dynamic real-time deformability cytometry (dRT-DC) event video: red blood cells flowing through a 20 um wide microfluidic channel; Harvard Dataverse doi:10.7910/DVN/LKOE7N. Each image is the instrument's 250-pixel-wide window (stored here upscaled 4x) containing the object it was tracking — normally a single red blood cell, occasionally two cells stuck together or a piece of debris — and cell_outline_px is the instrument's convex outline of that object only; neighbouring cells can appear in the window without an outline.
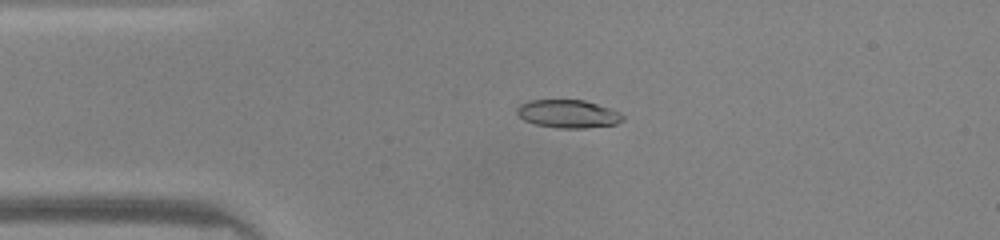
{"species": "common noctule bat (a hibernating species)", "species_latin": "Nyctalus noctula", "temperature_condition": "warm", "stored_images_in_passage": 41, "camera_frame_rate_fps": 3000, "um_per_image_px": 0.085, "animal": {"sex": "male", "body_mass_g": 20.0, "forearm_length_mm": 53.3}, "frame": {"image": 1, "passage_image": 4, "time_ms": 1.0, "image_size_px": [1000, 240], "cell_outline_px": [[624, 120], [616, 124], [584, 128], [556, 128], [536, 124], [524, 120], [516, 112], [516, 108], [520, 104], [528, 100], [584, 100], [608, 108], [624, 116]], "centroid_in_image_um": [48.25, 9.68], "position_along_channel_um": 36.8, "area_um2": 17.17}}
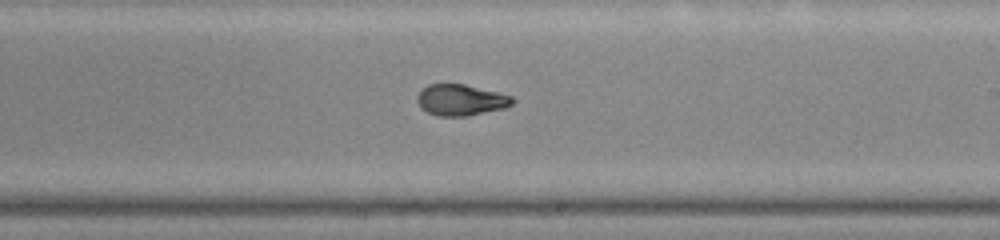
{"frame": {"image": 2, "passage_image": 21, "time_ms": 6.667, "image_size_px": [1000, 240], "cell_outline_px": [[516, 100], [512, 104], [504, 108], [468, 116], [436, 116], [420, 108], [416, 100], [416, 96], [428, 84], [464, 84], [512, 96]], "centroid_in_image_um": [39.15, 8.51], "position_along_channel_um": 249.8, "area_um2": 17.28}}
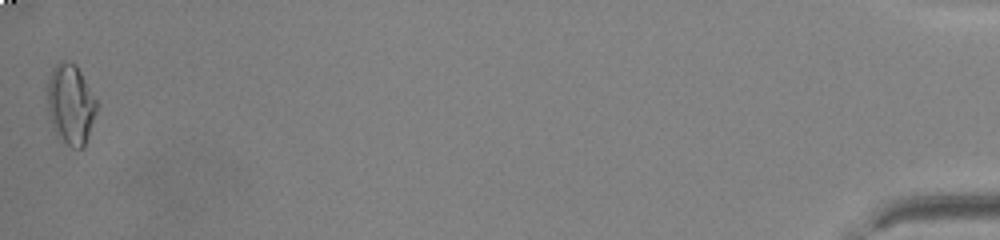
{"frame": {"image": 3, "passage_image": 41, "time_ms": 13.333, "image_size_px": [1000, 240], "cell_outline_px": [[96, 112], [84, 144], [80, 148], [72, 148], [56, 132], [52, 124], [48, 112], [48, 80], [52, 68], [60, 60], [68, 60], [76, 64], [96, 100]], "centroid_in_image_um": [5.99, 8.8], "position_along_channel_um": 429.2, "area_um2": 22.43}, "authors_computed_cell_mechanics": {"area_um2": 17.8024, "velocity_mm_per_s": 4.2291, "shape_relaxation_time_tau1_ms": 10.2766, "shape_relaxation_time_tau2_ms": 1.2256, "deformation_change_tau1": 0.2962, "deformation_change_tau2": 0.0487}}